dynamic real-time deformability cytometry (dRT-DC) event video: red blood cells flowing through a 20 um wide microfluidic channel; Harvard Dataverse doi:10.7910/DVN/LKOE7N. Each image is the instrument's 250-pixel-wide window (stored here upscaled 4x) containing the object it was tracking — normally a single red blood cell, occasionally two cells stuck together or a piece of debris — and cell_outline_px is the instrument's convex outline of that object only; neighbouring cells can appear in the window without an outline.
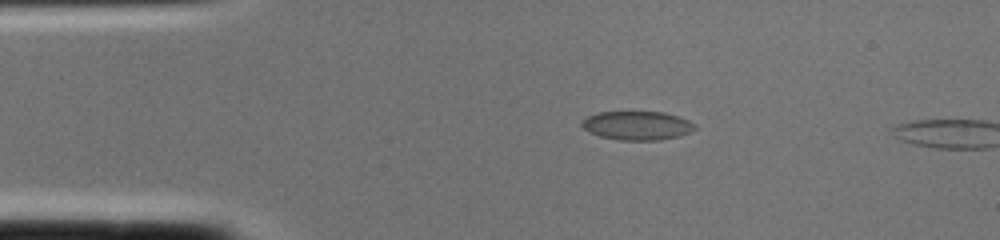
{"species": "common noctule bat (a hibernating species)", "species_latin": "Nyctalus noctula", "temperature_condition": "cold", "stored_images_in_passage": 2, "camera_frame_rate_fps": 3000, "um_per_image_px": 0.085, "animal": {"sex": "female", "body_mass_g": 22.0, "forearm_length_mm": 56.7}, "frame": {"image": 1, "passage_image": 1, "time_ms": 0.0, "image_size_px": [1000, 240], "cell_outline_px": [[696, 128], [692, 132], [680, 136], [660, 140], [620, 140], [600, 136], [588, 132], [580, 124], [580, 120], [596, 112], [664, 112], [688, 120], [696, 124]], "centroid_in_image_um": [54.15, 10.67], "position_along_channel_um": 30.8, "area_um2": 19.13}}